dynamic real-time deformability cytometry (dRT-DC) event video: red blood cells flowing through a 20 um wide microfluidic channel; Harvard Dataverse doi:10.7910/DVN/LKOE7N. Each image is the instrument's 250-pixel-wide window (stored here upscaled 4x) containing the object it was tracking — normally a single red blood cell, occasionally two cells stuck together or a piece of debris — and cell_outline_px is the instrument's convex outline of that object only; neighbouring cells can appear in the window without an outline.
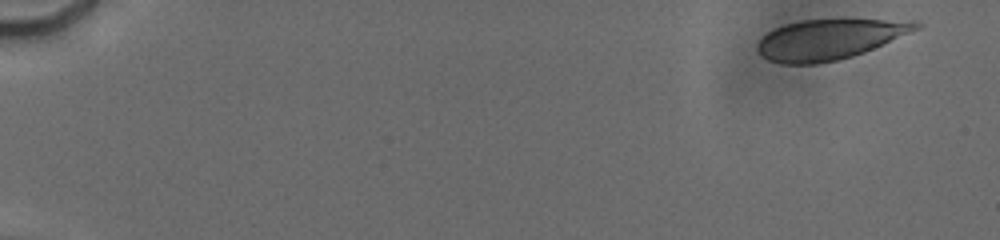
{"species": "human", "species_latin": "Homo sapiens", "temperature_condition": "cold", "stored_images_in_passage": 22, "camera_frame_rate_fps": 3000, "um_per_image_px": 0.085, "donor": {"sex": "male"}, "frame": {"image": 1, "passage_image": 3, "time_ms": 0.667, "image_size_px": [1000, 240], "cell_outline_px": [[920, 28], [864, 52], [852, 56], [836, 60], [816, 64], [784, 64], [768, 60], [756, 48], [760, 40], [768, 32], [784, 24], [804, 20], [880, 20], [920, 24]], "centroid_in_image_um": [70.4, 3.37], "position_along_channel_um": 14.6, "area_um2": 36.07}}